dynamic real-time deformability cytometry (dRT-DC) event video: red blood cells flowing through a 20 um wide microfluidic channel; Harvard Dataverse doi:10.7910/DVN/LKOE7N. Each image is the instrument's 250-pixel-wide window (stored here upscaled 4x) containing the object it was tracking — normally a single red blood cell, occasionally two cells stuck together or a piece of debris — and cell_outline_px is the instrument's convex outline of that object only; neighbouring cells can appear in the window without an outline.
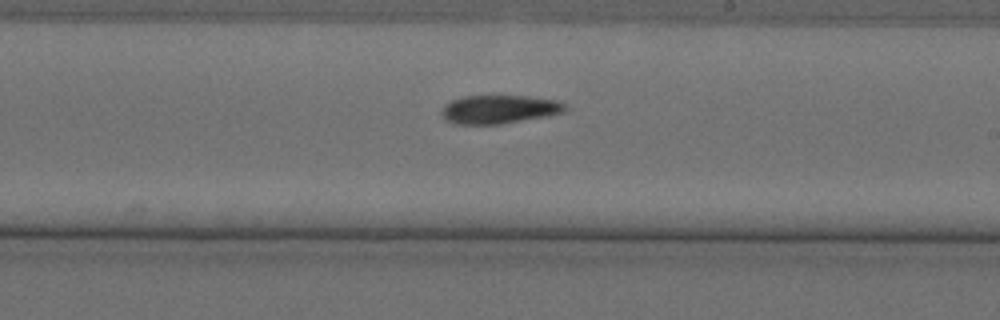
{"species": "Egyptian fruit bat (a non-hibernating species)", "species_latin": "Rousettus aegyptiacus", "temperature_condition": "cold", "stored_images_in_passage": 10, "segment_of_instrument_passage": [2, 2], "camera_frame_rate_fps": 3000, "um_per_image_px": 0.085, "animal": {"sex": "female"}, "frame": {"image": 1, "passage_image": 10, "time_ms": 3.0, "image_size_px": [1000, 320], "cell_outline_px": [[568, 108], [564, 112], [548, 116], [500, 124], [452, 124], [444, 120], [440, 112], [440, 108], [444, 104], [460, 96], [528, 96], [560, 100], [568, 104]], "centroid_in_image_um": [42.43, 9.29], "position_along_channel_um": 246.6, "area_um2": 21.04}}